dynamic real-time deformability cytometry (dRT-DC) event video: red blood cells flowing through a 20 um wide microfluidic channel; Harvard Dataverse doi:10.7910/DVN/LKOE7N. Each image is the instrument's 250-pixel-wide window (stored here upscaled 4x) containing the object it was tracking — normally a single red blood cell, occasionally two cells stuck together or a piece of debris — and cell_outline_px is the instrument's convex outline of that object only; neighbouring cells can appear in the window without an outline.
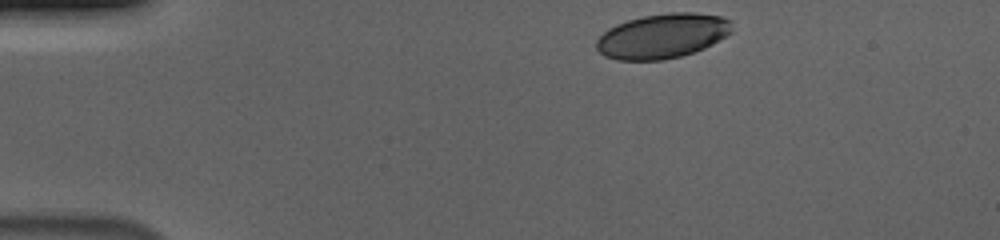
{"species": "human", "species_latin": "Homo sapiens", "temperature_condition": "cold", "stored_images_in_passage": 47, "camera_frame_rate_fps": 3000, "um_per_image_px": 0.085, "donor": {"sex": "male"}, "frame": {"image": 1, "passage_image": 1, "time_ms": 0.0, "image_size_px": [1000, 240], "cell_outline_px": [[732, 32], [712, 44], [704, 48], [680, 56], [660, 60], [616, 60], [604, 56], [596, 48], [596, 40], [608, 28], [616, 24], [628, 20], [644, 16], [668, 12], [692, 12], [720, 16], [728, 20], [732, 28]], "centroid_in_image_um": [56.28, 3.06], "position_along_channel_um": 28.7, "area_um2": 35.14}}
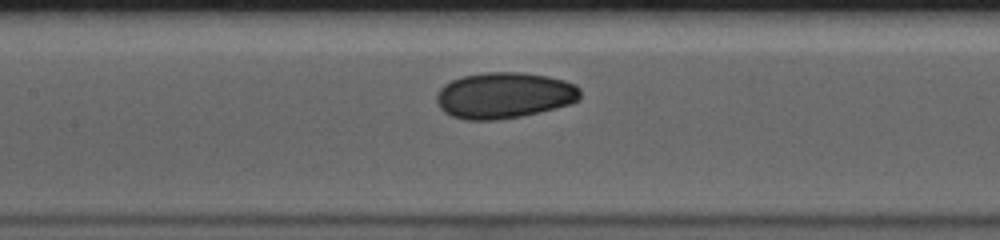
{"frame": {"image": 2, "passage_image": 18, "time_ms": 5.667, "image_size_px": [1000, 240], "cell_outline_px": [[580, 100], [568, 104], [520, 116], [496, 120], [468, 120], [452, 116], [444, 112], [440, 108], [436, 100], [436, 96], [440, 88], [444, 84], [452, 80], [464, 76], [484, 72], [524, 72], [548, 76], [564, 80], [576, 84], [580, 88]], "centroid_in_image_um": [42.85, 8.09], "position_along_channel_um": 164.6, "area_um2": 38.55}}
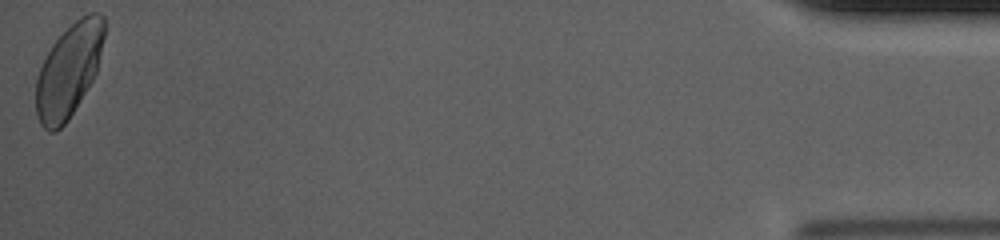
{"frame": {"image": 3, "passage_image": 47, "time_ms": 15.333, "image_size_px": [1000, 240], "cell_outline_px": [[104, 36], [96, 72], [92, 80], [68, 120], [56, 132], [48, 132], [40, 124], [36, 116], [36, 76], [52, 44], [80, 16], [88, 12], [100, 12], [104, 16]], "centroid_in_image_um": [5.83, 6.0], "position_along_channel_um": 429.4, "area_um2": 36.82}, "authors_computed_cell_mechanics": {"area_um2": 37.281, "velocity_mm_per_s": 3.6757, "shape_relaxation_time_tau1_ms": 3.0836, "shape_relaxation_time_tau2_ms": 1.5052, "deformation_change_tau1": 0.1064, "deformation_change_tau2": 0.0403}}